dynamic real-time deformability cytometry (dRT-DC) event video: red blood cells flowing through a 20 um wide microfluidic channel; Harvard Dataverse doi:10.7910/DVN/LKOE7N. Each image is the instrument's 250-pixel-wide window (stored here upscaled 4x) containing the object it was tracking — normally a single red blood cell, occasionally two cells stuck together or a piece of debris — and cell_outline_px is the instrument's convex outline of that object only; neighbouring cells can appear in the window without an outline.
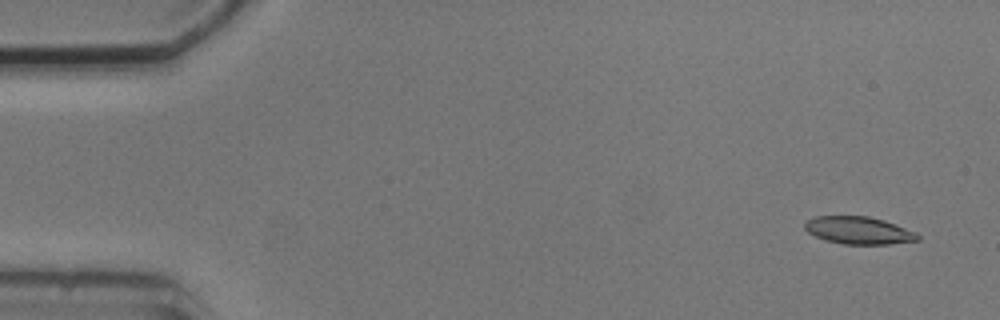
{"species": "common noctule bat (a hibernating species)", "species_latin": "Nyctalus noctula", "temperature_condition": "cold", "stored_images_in_passage": 7, "camera_frame_rate_fps": 3000, "um_per_image_px": 0.085, "animal": {"sex": "male", "body_mass_g": 20.5, "forearm_length_mm": 52.5}, "frame": {"image": 1, "passage_image": 1, "time_ms": 0.0, "image_size_px": [1000, 320], "cell_outline_px": [[920, 240], [888, 244], [844, 244], [824, 240], [808, 232], [804, 228], [804, 224], [808, 220], [816, 216], [868, 216], [884, 220], [916, 232], [920, 236]], "centroid_in_image_um": [72.99, 19.58], "position_along_channel_um": 12.0, "area_um2": 18.03}}
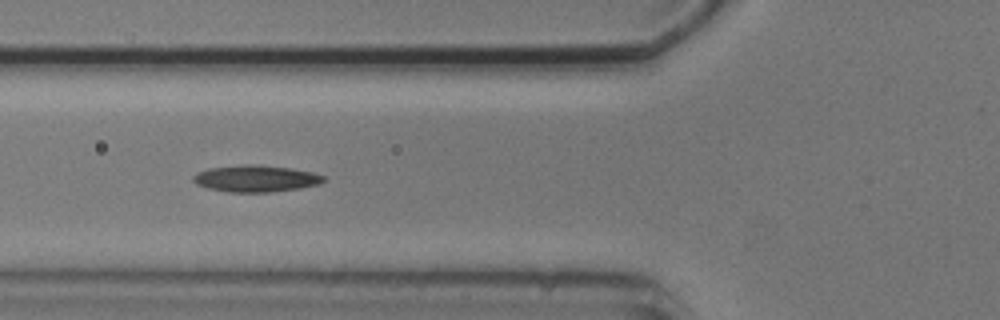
{"frame": {"image": 2, "passage_image": 6, "time_ms": 5.667, "image_size_px": [1000, 320], "cell_outline_px": [[324, 180], [320, 184], [300, 188], [272, 192], [228, 192], [208, 188], [196, 184], [192, 180], [192, 176], [196, 172], [208, 168], [244, 164], [252, 164], [292, 168], [312, 172], [324, 176]], "centroid_in_image_um": [21.71, 15.17], "position_along_channel_um": 104.1, "area_um2": 20.4}}
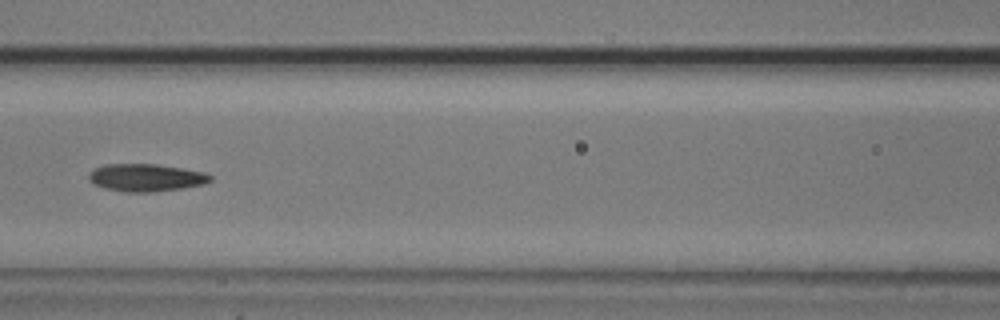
{"frame": {"image": 3, "passage_image": 7, "time_ms": 7.0, "image_size_px": [1000, 320], "cell_outline_px": [[212, 180], [204, 184], [180, 188], [152, 192], [128, 192], [104, 188], [88, 180], [88, 172], [104, 164], [156, 164], [204, 172], [212, 176]], "centroid_in_image_um": [12.39, 15.09], "position_along_channel_um": 154.2, "area_um2": 19.36}}